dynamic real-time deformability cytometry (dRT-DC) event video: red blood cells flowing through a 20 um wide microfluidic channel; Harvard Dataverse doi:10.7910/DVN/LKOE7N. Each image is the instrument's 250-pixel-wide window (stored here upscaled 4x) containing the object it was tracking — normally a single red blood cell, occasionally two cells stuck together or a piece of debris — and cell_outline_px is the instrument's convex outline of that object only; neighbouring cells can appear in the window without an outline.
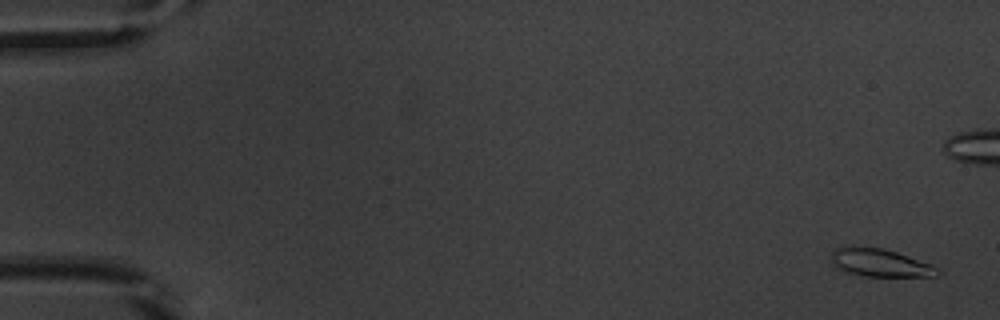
{"species": "common noctule bat (a hibernating species)", "species_latin": "Nyctalus noctula", "temperature_condition": "warm", "stored_images_in_passage": 54, "camera_frame_rate_fps": 3000, "um_per_image_px": 0.085, "animal": {"sex": "male", "body_mass_g": 20.1, "forearm_length_mm": 53.5}, "frame": {"image": 1, "passage_image": 2, "time_ms": 0.333, "image_size_px": [1000, 320], "cell_outline_px": [[940, 272], [936, 276], [864, 276], [848, 272], [836, 268], [832, 260], [832, 252], [836, 248], [884, 248], [932, 264], [940, 268]], "centroid_in_image_um": [74.87, 22.36], "position_along_channel_um": 10.1, "area_um2": 16.82}}
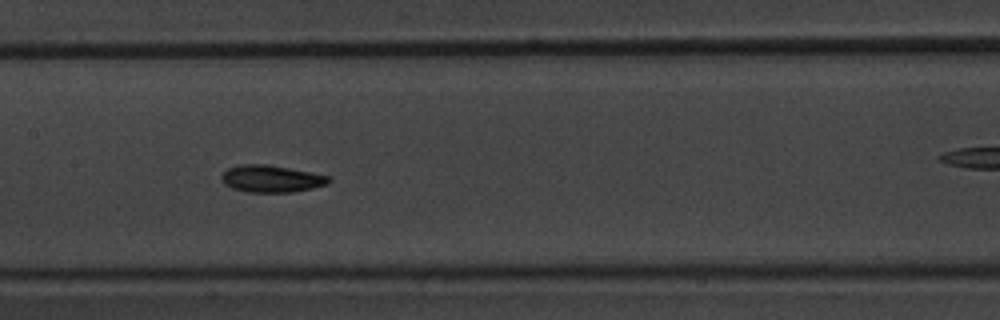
{"frame": {"image": 2, "passage_image": 27, "time_ms": 8.667, "image_size_px": [1000, 320], "cell_outline_px": [[332, 180], [328, 184], [312, 188], [292, 192], [248, 192], [232, 188], [224, 184], [220, 180], [220, 176], [228, 168], [244, 164], [268, 164], [328, 176]], "centroid_in_image_um": [23.03, 15.2], "position_along_channel_um": 184.4, "area_um2": 16.82}}
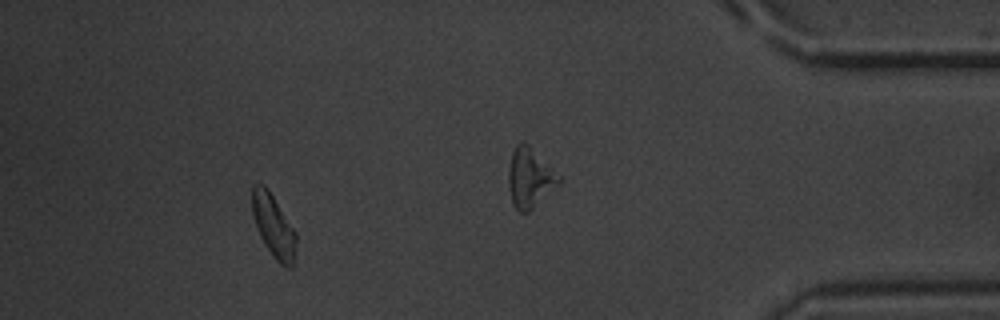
{"frame": {"image": 3, "passage_image": 49, "time_ms": 16.0, "image_size_px": [1000, 320], "cell_outline_px": [[296, 264], [292, 268], [288, 268], [280, 264], [276, 260], [264, 244], [260, 236], [252, 212], [252, 184], [264, 184], [268, 188], [296, 232]], "centroid_in_image_um": [23.28, 19.24], "position_along_channel_um": 411.9, "area_um2": 16.3}, "authors_computed_cell_mechanics": {"area_um2": 16.2996, "velocity_mm_per_s": 3.8587, "shape_relaxation_time_tau1_ms": 4.1172, "shape_relaxation_time_tau2_ms": 5.3276, "deformation_change_tau1": 0.1222, "deformation_change_tau2": 0.1258}}